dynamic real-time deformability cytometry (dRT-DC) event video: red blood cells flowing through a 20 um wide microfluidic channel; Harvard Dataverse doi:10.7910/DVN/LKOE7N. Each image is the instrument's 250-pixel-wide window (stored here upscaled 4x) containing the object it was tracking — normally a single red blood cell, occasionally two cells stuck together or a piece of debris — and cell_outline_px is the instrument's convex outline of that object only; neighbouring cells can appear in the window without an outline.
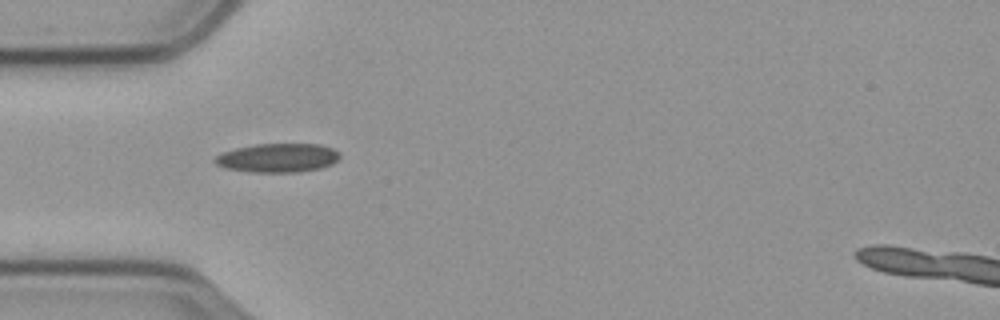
{"species": "common noctule bat (a hibernating species)", "species_latin": "Nyctalus noctula", "temperature_condition": "cold", "stored_images_in_passage": 30, "camera_frame_rate_fps": 3000, "um_per_image_px": 0.085, "animal": {"sex": "male", "body_mass_g": 23.1, "forearm_length_mm": 52.7}, "frame": {"image": 1, "passage_image": 1, "time_ms": 0.0, "image_size_px": [1000, 320], "cell_outline_px": [[340, 156], [332, 164], [320, 168], [296, 172], [248, 172], [224, 168], [216, 164], [212, 160], [216, 156], [224, 152], [236, 148], [256, 144], [320, 144], [332, 148], [340, 152]], "centroid_in_image_um": [23.6, 13.42], "position_along_channel_um": 61.4, "area_um2": 21.04}, "authors_computed_cell_mechanics": {"area_um2": 19.7387, "velocity_mm_per_s": 3.4846, "shape_relaxation_time_tau1_ms": 1.4199, "shape_relaxation_time_tau2_ms": 4.5407, "deformation_change_tau1": 0.099, "deformation_change_tau2": 0.13}}